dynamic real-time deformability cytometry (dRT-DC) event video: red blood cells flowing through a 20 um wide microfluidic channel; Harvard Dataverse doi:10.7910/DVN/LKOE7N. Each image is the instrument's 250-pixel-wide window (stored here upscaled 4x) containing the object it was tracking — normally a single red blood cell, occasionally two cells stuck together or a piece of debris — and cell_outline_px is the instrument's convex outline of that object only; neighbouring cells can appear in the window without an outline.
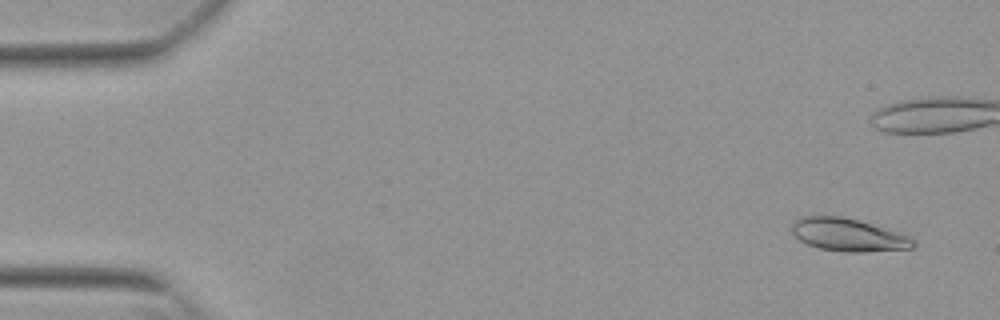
{"species": "Egyptian fruit bat (a non-hibernating species)", "species_latin": "Rousettus aegyptiacus", "temperature_condition": "warm", "stored_images_in_passage": 54, "camera_frame_rate_fps": 3000, "um_per_image_px": 0.085, "animal": {"sex": "female"}, "frame": {"image": 1, "passage_image": 3, "time_ms": 0.667, "image_size_px": [1000, 320], "cell_outline_px": [[916, 244], [912, 248], [864, 252], [844, 252], [820, 248], [808, 244], [800, 240], [792, 232], [792, 224], [800, 216], [844, 216], [896, 232], [908, 236], [916, 240]], "centroid_in_image_um": [72.09, 19.96], "position_along_channel_um": 12.9, "area_um2": 22.95}}
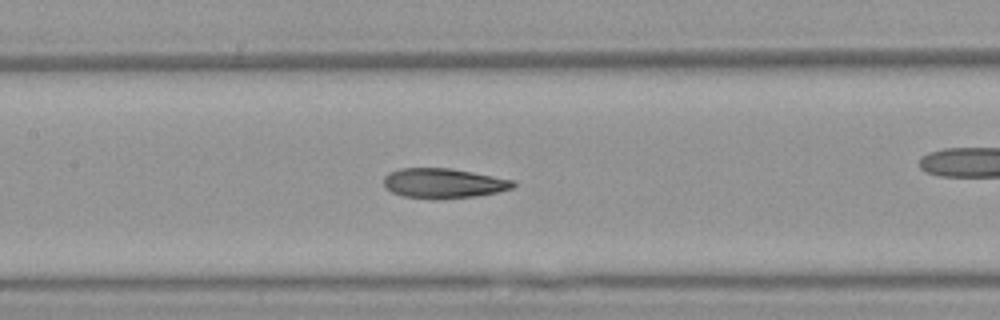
{"frame": {"image": 2, "passage_image": 25, "time_ms": 8.0, "image_size_px": [1000, 320], "cell_outline_px": [[516, 184], [512, 188], [496, 192], [476, 196], [404, 196], [392, 192], [384, 188], [384, 176], [388, 172], [400, 168], [448, 168], [472, 172], [516, 180]], "centroid_in_image_um": [37.69, 15.52], "position_along_channel_um": 169.7, "area_um2": 21.68}}
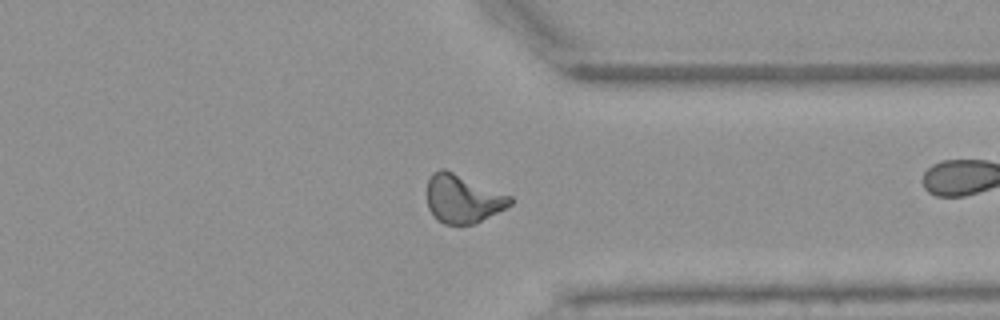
{"frame": {"image": 3, "passage_image": 41, "time_ms": 13.333, "image_size_px": [1000, 320], "cell_outline_px": [[512, 204], [476, 224], [444, 224], [436, 220], [428, 208], [428, 180], [432, 172], [440, 168], [444, 168], [512, 196]], "centroid_in_image_um": [39.33, 16.9], "position_along_channel_um": 372.1, "area_um2": 23.47}, "authors_computed_cell_mechanics": {"area_um2": 22.8021, "velocity_mm_per_s": 3.8375, "shape_relaxation_time_tau1_ms": null, "shape_relaxation_time_tau2_ms": 3.0715, "deformation_change_tau1": null, "deformation_change_tau2": 0.1018}}